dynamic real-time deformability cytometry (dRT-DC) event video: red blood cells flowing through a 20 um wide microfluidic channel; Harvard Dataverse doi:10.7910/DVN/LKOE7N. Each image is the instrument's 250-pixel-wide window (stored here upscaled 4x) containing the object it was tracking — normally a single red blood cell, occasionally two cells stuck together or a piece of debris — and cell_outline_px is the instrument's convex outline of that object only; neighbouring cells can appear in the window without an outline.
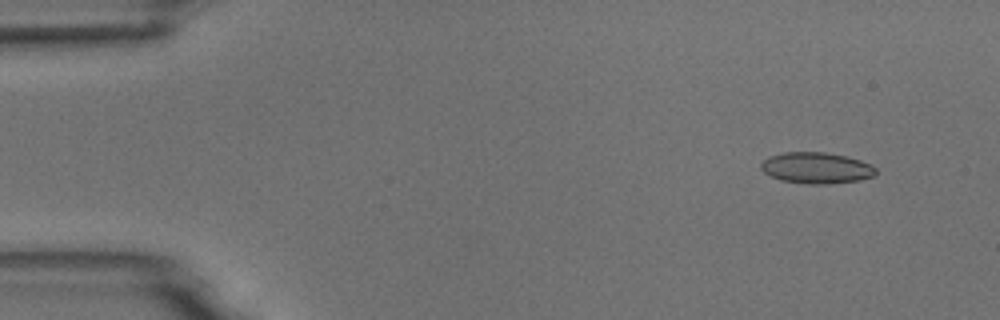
{"species": "common noctule bat (a hibernating species)", "species_latin": "Nyctalus noctula", "temperature_condition": "room temperature", "stored_images_in_passage": 6, "camera_frame_rate_fps": 3000, "um_per_image_px": 0.085, "animal": {"sex": "male", "body_mass_g": 18.8}, "frame": {"image": 1, "passage_image": 2, "time_ms": 1.333, "image_size_px": [1000, 320], "cell_outline_px": [[876, 172], [872, 176], [860, 180], [824, 184], [808, 184], [780, 180], [764, 172], [760, 168], [760, 164], [768, 156], [784, 152], [824, 152], [844, 156], [860, 160], [872, 164], [876, 168]], "centroid_in_image_um": [69.38, 14.27], "position_along_channel_um": 15.6, "area_um2": 20.81}}
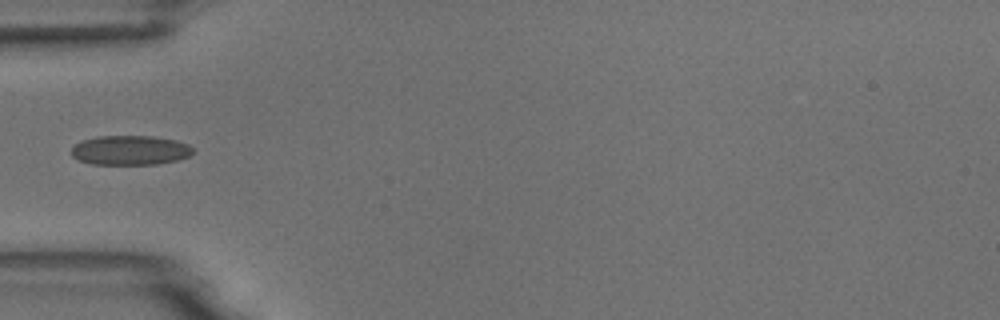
{"frame": {"image": 2, "passage_image": 5, "time_ms": 5.667, "image_size_px": [1000, 320], "cell_outline_px": [[196, 152], [188, 156], [176, 160], [156, 164], [92, 164], [80, 160], [72, 156], [72, 148], [76, 144], [84, 140], [96, 136], [152, 136], [176, 140], [188, 144]], "centroid_in_image_um": [11.09, 12.76], "position_along_channel_um": 73.9, "area_um2": 20.81}}